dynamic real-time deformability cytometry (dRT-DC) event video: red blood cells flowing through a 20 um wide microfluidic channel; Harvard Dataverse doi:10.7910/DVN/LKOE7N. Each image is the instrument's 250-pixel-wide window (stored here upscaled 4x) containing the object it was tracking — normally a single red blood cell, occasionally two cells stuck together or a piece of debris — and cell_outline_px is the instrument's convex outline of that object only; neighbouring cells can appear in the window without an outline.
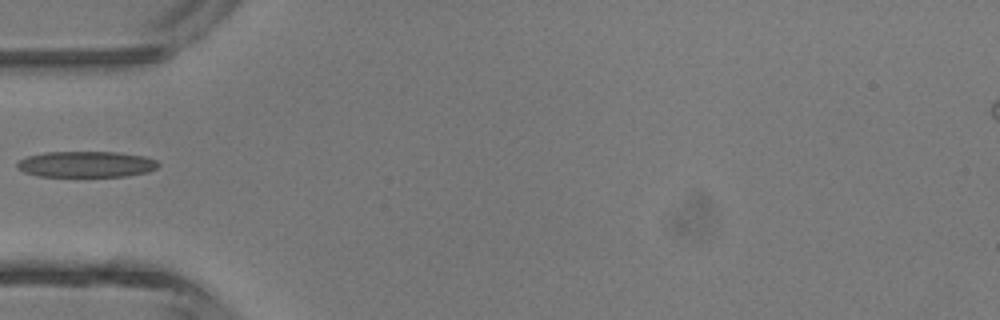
{"species": "common noctule bat (a hibernating species)", "species_latin": "Nyctalus noctula", "temperature_condition": "room temperature", "stored_images_in_passage": 5, "camera_frame_rate_fps": 3000, "um_per_image_px": 0.085, "animal": {"sex": "male", "body_mass_g": 13.3}, "frame": {"image": 1, "passage_image": 5, "time_ms": 4.667, "image_size_px": [1000, 320], "cell_outline_px": [[160, 164], [156, 168], [148, 172], [124, 176], [36, 176], [24, 172], [16, 168], [16, 164], [20, 160], [28, 156], [44, 152], [116, 152], [144, 156], [156, 160]], "centroid_in_image_um": [7.31, 13.96], "position_along_channel_um": 77.7, "area_um2": 21.39}}